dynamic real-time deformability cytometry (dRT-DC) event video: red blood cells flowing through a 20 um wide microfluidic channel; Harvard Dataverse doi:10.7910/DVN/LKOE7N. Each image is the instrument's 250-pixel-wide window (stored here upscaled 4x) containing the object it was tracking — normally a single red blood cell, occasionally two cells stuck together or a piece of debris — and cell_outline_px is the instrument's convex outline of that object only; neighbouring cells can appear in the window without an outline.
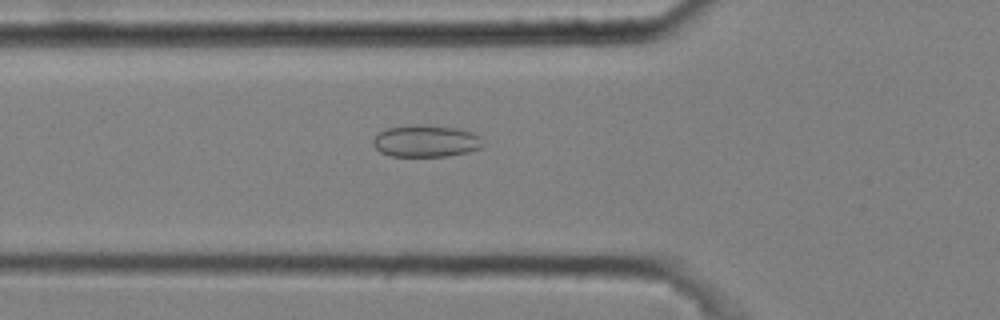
{"species": "common noctule bat (a hibernating species)", "species_latin": "Nyctalus noctula", "temperature_condition": "cold", "stored_images_in_passage": 43, "camera_frame_rate_fps": 3000, "um_per_image_px": 0.085, "animal": {"sex": "male", "body_mass_g": 20.4}, "frame": {"image": 1, "passage_image": 13, "time_ms": 4.0, "image_size_px": [1000, 320], "cell_outline_px": [[484, 144], [480, 148], [468, 152], [448, 156], [392, 156], [380, 152], [372, 144], [372, 140], [380, 132], [388, 128], [404, 124], [428, 124], [456, 128], [472, 132], [480, 136]], "centroid_in_image_um": [36.2, 11.97], "position_along_channel_um": 89.6, "area_um2": 20.75}}
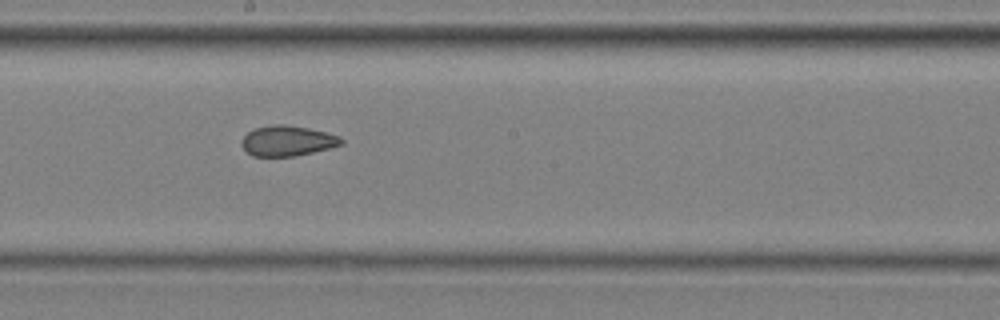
{"frame": {"image": 2, "passage_image": 24, "time_ms": 7.667, "image_size_px": [1000, 320], "cell_outline_px": [[344, 144], [332, 148], [292, 156], [252, 156], [240, 144], [240, 140], [248, 132], [256, 128], [272, 124], [284, 124], [308, 128], [340, 136], [344, 140]], "centroid_in_image_um": [24.44, 11.97], "position_along_channel_um": 223.8, "area_um2": 17.63}}
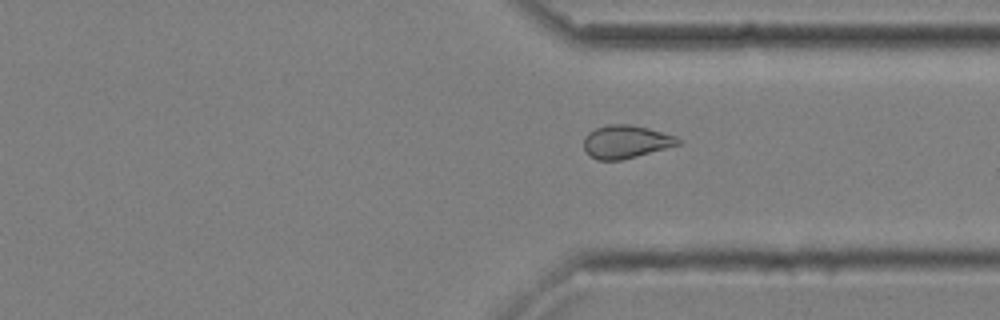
{"frame": {"image": 3, "passage_image": 35, "time_ms": 11.333, "image_size_px": [1000, 320], "cell_outline_px": [[680, 144], [636, 156], [620, 160], [596, 160], [584, 148], [584, 136], [588, 132], [596, 128], [608, 124], [628, 124], [648, 128], [676, 136], [680, 140]], "centroid_in_image_um": [53.18, 12.03], "position_along_channel_um": 358.2, "area_um2": 17.92}, "authors_computed_cell_mechanics": {"area_um2": 18.2648, "velocity_mm_per_s": 3.6564, "shape_relaxation_time_tau1_ms": null, "shape_relaxation_time_tau2_ms": 2.3545, "deformation_change_tau1": null, "deformation_change_tau2": 0.0698}}